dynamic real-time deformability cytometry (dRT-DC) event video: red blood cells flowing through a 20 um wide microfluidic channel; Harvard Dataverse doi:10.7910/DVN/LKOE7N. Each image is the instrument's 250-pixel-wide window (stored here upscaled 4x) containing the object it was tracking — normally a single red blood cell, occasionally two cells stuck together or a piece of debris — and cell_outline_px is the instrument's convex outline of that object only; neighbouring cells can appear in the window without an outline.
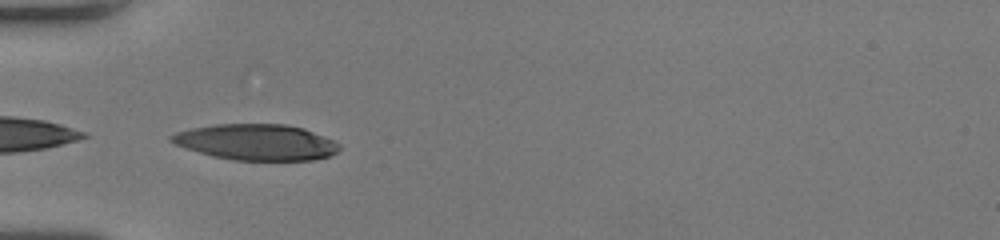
{"species": "human", "species_latin": "Homo sapiens", "temperature_condition": "room temperature", "stored_images_in_passage": 16, "camera_frame_rate_fps": 3000, "um_per_image_px": 0.085, "donor": {"sex": "female"}, "frame": {"image": 1, "passage_image": 1, "time_ms": 0.0, "image_size_px": [1000, 240], "cell_outline_px": [[340, 148], [336, 152], [328, 156], [312, 160], [232, 160], [212, 156], [176, 144], [168, 140], [168, 136], [176, 132], [192, 128], [216, 124], [284, 124], [304, 128], [336, 140], [340, 144]], "centroid_in_image_um": [21.81, 12.08], "position_along_channel_um": 63.2, "area_um2": 35.2}}
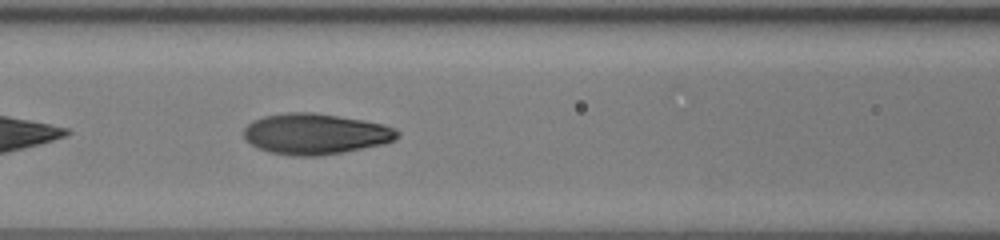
{"frame": {"image": 2, "passage_image": 7, "time_ms": 2.0, "image_size_px": [1000, 240], "cell_outline_px": [[400, 136], [396, 140], [384, 144], [344, 152], [316, 156], [296, 156], [272, 152], [256, 148], [244, 136], [244, 128], [252, 120], [264, 116], [284, 112], [312, 112], [364, 120], [384, 124], [396, 128], [400, 132]], "centroid_in_image_um": [26.85, 11.37], "position_along_channel_um": 139.7, "area_um2": 36.7}}
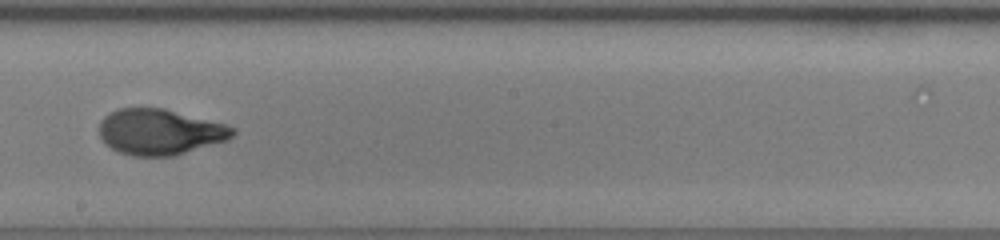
{"frame": {"image": 3, "passage_image": 14, "time_ms": 4.333, "image_size_px": [1000, 240], "cell_outline_px": [[236, 132], [228, 140], [172, 156], [132, 156], [120, 152], [104, 144], [100, 136], [100, 120], [108, 112], [116, 108], [164, 108], [224, 124], [236, 128]], "centroid_in_image_um": [13.56, 11.21], "position_along_channel_um": 234.6, "area_um2": 35.6}}